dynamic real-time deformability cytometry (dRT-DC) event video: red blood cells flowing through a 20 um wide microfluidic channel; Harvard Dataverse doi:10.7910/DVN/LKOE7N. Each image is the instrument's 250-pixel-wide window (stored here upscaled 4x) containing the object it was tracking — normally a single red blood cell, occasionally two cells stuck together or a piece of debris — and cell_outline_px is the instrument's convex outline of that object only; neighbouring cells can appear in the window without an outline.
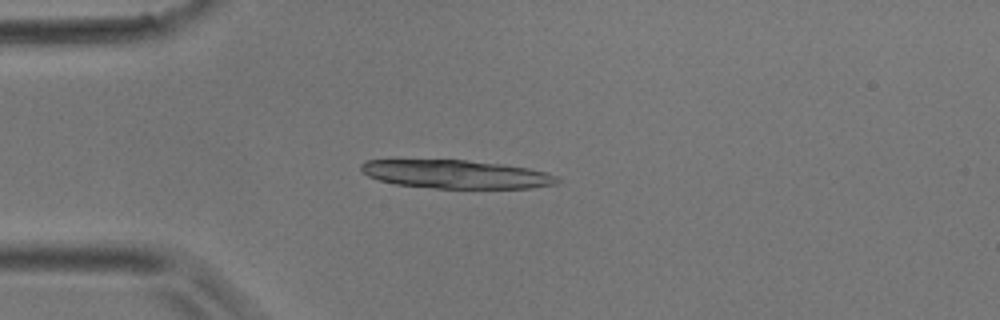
{"species": "common noctule bat (a hibernating species)", "species_latin": "Nyctalus noctula", "temperature_condition": "room temperature", "stored_images_in_passage": 3, "camera_frame_rate_fps": 3000, "um_per_image_px": 0.085, "animal": {"sex": "male", "body_mass_g": 17.9}, "frame": {"image": 1, "passage_image": 3, "time_ms": 0.667, "image_size_px": [1000, 320], "cell_outline_px": [[560, 180], [556, 184], [528, 188], [432, 188], [396, 184], [380, 180], [368, 176], [360, 168], [360, 164], [364, 160], [468, 160], [504, 164], [528, 168], [548, 172], [556, 176]], "centroid_in_image_um": [38.79, 14.8], "position_along_channel_um": 46.2, "area_um2": 32.48}}